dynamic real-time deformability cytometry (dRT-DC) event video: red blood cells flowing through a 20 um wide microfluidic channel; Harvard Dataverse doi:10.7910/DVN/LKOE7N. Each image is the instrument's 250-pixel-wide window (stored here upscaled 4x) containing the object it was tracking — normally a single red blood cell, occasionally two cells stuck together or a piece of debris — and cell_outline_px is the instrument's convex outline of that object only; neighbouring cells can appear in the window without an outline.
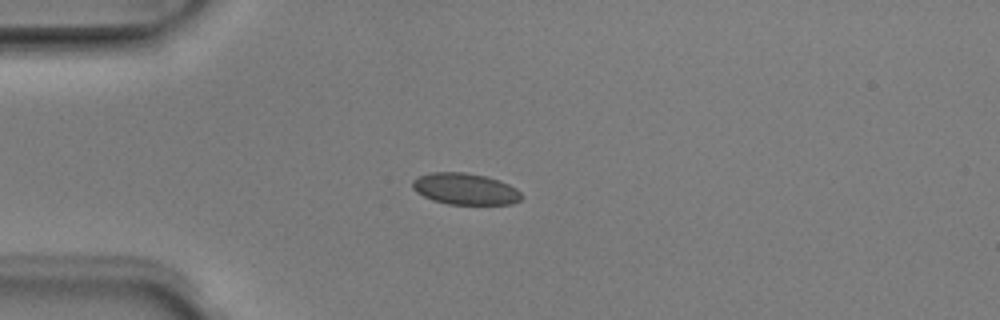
{"species": "Egyptian fruit bat (a non-hibernating species)", "species_latin": "Rousettus aegyptiacus", "temperature_condition": "room temperature", "stored_images_in_passage": 6, "camera_frame_rate_fps": 3000, "um_per_image_px": 0.085, "animal": {"sex": "male"}, "frame": {"image": 1, "passage_image": 3, "time_ms": 0.667, "image_size_px": [1000, 320], "cell_outline_px": [[524, 196], [520, 200], [512, 204], [448, 204], [432, 200], [416, 192], [412, 188], [412, 180], [416, 176], [428, 172], [464, 172], [484, 176], [508, 184], [516, 188]], "centroid_in_image_um": [39.5, 16.05], "position_along_channel_um": 45.5, "area_um2": 20.06}}
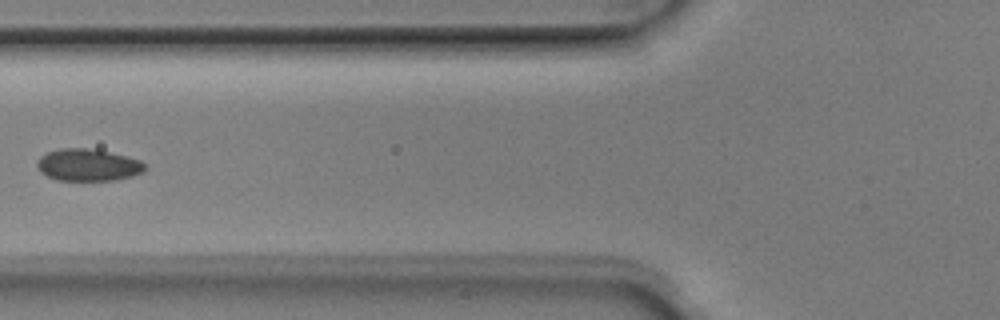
{"frame": {"image": 2, "passage_image": 5, "time_ms": 1.333, "image_size_px": [1000, 320], "cell_outline_px": [[144, 172], [132, 176], [116, 180], [56, 180], [40, 172], [36, 168], [36, 164], [40, 156], [48, 152], [60, 148], [88, 148], [128, 156], [140, 160], [144, 164]], "centroid_in_image_um": [7.46, 14.02], "position_along_channel_um": 118.3, "area_um2": 20.17}}
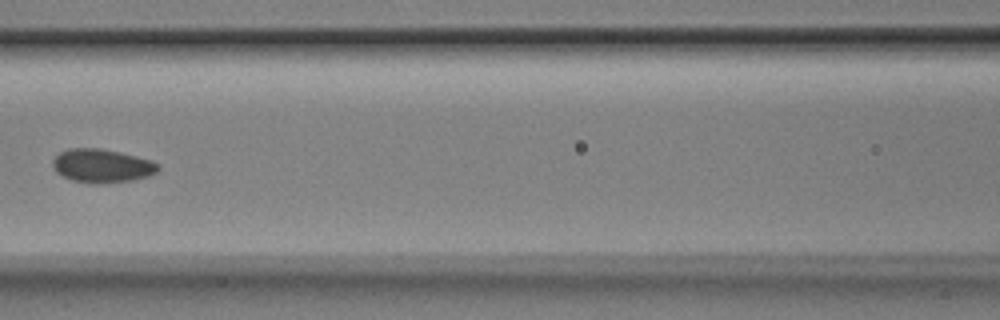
{"frame": {"image": 3, "passage_image": 6, "time_ms": 1.667, "image_size_px": [1000, 320], "cell_outline_px": [[160, 168], [156, 172], [148, 176], [132, 180], [100, 184], [92, 184], [72, 180], [56, 172], [52, 164], [52, 160], [60, 152], [68, 148], [100, 148], [120, 152], [152, 160], [160, 164]], "centroid_in_image_um": [8.68, 14.09], "position_along_channel_um": 157.9, "area_um2": 20.75}}